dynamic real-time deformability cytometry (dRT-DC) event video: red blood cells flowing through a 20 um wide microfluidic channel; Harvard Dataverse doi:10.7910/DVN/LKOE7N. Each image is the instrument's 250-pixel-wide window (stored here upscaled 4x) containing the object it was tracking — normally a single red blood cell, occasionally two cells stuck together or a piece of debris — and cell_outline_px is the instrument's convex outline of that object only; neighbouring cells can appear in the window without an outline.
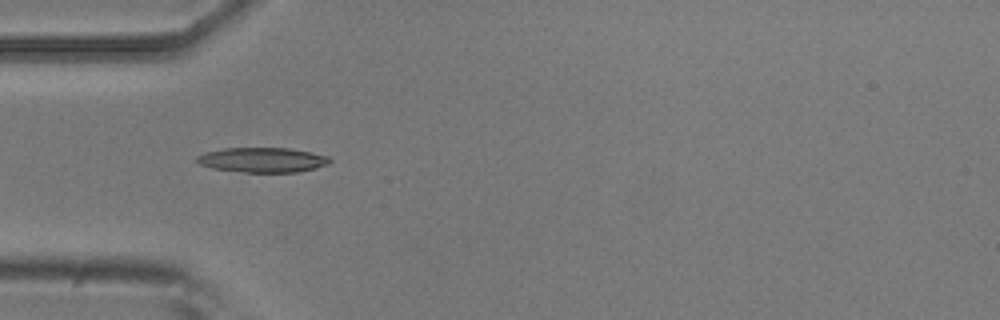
{"species": "common noctule bat (a hibernating species)", "species_latin": "Nyctalus noctula", "temperature_condition": "room temperature", "stored_images_in_passage": 7, "camera_frame_rate_fps": 3000, "um_per_image_px": 0.085, "animal": {"sex": "male", "body_mass_g": 20.5, "forearm_length_mm": 52.5}, "frame": {"image": 1, "passage_image": 4, "time_ms": 1.0, "image_size_px": [1000, 320], "cell_outline_px": [[332, 160], [328, 164], [316, 168], [296, 172], [244, 172], [212, 168], [200, 164], [196, 160], [196, 156], [204, 152], [224, 148], [288, 148], [312, 152], [328, 156]], "centroid_in_image_um": [22.31, 13.59], "position_along_channel_um": 62.7, "area_um2": 19.25}}
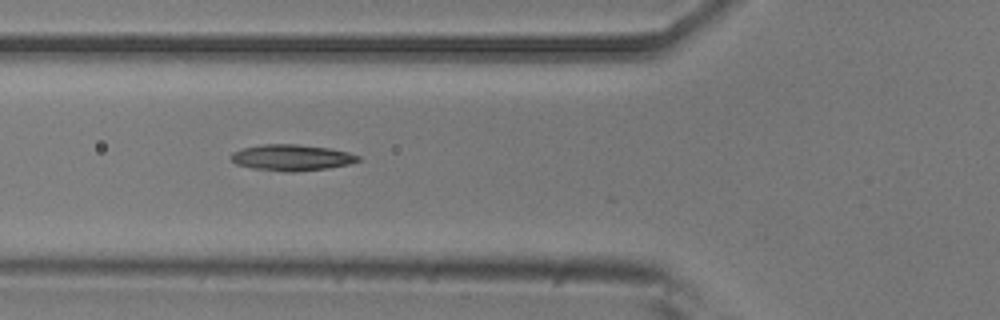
{"frame": {"image": 2, "passage_image": 5, "time_ms": 1.333, "image_size_px": [1000, 320], "cell_outline_px": [[360, 160], [348, 164], [328, 168], [292, 172], [288, 172], [252, 168], [236, 164], [228, 156], [232, 152], [244, 148], [260, 144], [296, 144], [328, 148], [348, 152], [360, 156]], "centroid_in_image_um": [24.76, 13.39], "position_along_channel_um": 101.0, "area_um2": 19.31}}
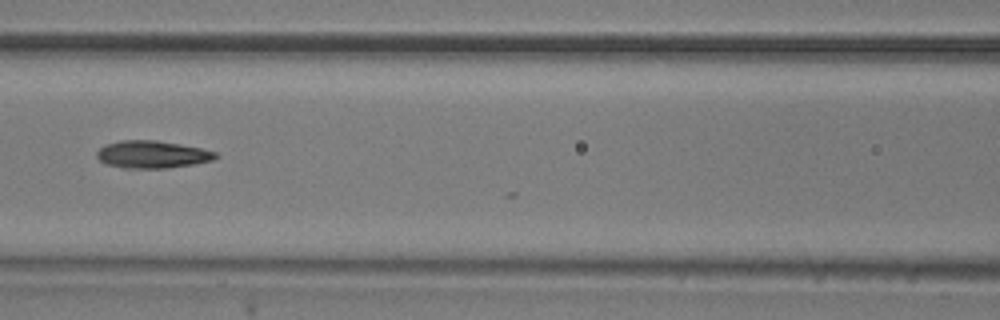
{"frame": {"image": 3, "passage_image": 6, "time_ms": 1.667, "image_size_px": [1000, 320], "cell_outline_px": [[220, 156], [212, 160], [192, 164], [168, 168], [124, 168], [104, 164], [96, 156], [96, 152], [104, 144], [120, 140], [156, 140], [180, 144], [200, 148], [216, 152]], "centroid_in_image_um": [12.9, 13.12], "position_along_channel_um": 153.7, "area_um2": 19.07}}